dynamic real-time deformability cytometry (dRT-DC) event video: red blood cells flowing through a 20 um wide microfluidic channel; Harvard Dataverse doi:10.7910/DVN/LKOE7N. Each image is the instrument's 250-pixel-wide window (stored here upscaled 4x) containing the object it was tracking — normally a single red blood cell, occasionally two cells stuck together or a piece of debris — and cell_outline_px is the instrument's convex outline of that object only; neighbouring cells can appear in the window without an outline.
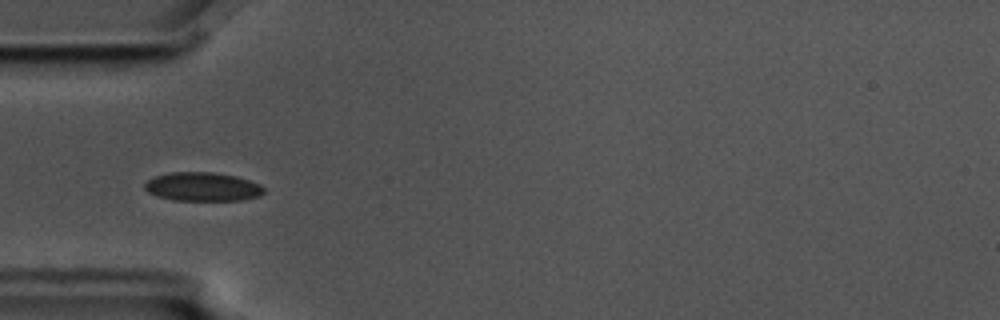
{"species": "common noctule bat (a hibernating species)", "species_latin": "Nyctalus noctula", "temperature_condition": "cold", "stored_images_in_passage": 8, "camera_frame_rate_fps": 3000, "um_per_image_px": 0.085, "animal": {"sex": "male", "body_mass_g": 17.5, "forearm_length_mm": 52.3}, "frame": {"image": 1, "passage_image": 5, "time_ms": 1.333, "image_size_px": [1000, 320], "cell_outline_px": [[264, 192], [260, 196], [244, 200], [172, 200], [156, 196], [148, 192], [144, 188], [144, 184], [148, 180], [156, 176], [168, 172], [212, 172], [236, 176], [260, 184], [264, 188]], "centroid_in_image_um": [17.21, 15.87], "position_along_channel_um": 67.8, "area_um2": 20.06}}